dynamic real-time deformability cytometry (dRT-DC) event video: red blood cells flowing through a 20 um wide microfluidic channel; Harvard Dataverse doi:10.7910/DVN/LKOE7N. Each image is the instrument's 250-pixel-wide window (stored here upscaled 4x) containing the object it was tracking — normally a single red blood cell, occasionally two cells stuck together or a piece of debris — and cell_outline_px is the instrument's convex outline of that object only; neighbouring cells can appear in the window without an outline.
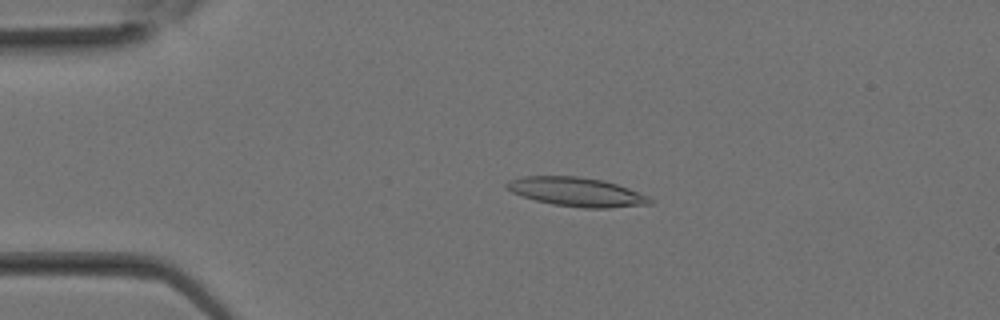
{"species": "Egyptian fruit bat (a non-hibernating species)", "species_latin": "Rousettus aegyptiacus", "temperature_condition": "room temperature", "stored_images_in_passage": 21, "camera_frame_rate_fps": 3000, "um_per_image_px": 0.085, "animal": {"sex": "female"}, "frame": {"image": 1, "passage_image": 7, "time_ms": 2.0, "image_size_px": [1000, 320], "cell_outline_px": [[652, 204], [608, 208], [584, 208], [552, 204], [536, 200], [512, 192], [504, 184], [508, 180], [524, 176], [576, 176], [604, 180], [628, 188], [648, 196], [652, 200]], "centroid_in_image_um": [49.02, 16.31], "position_along_channel_um": 36.0, "area_um2": 24.04}}
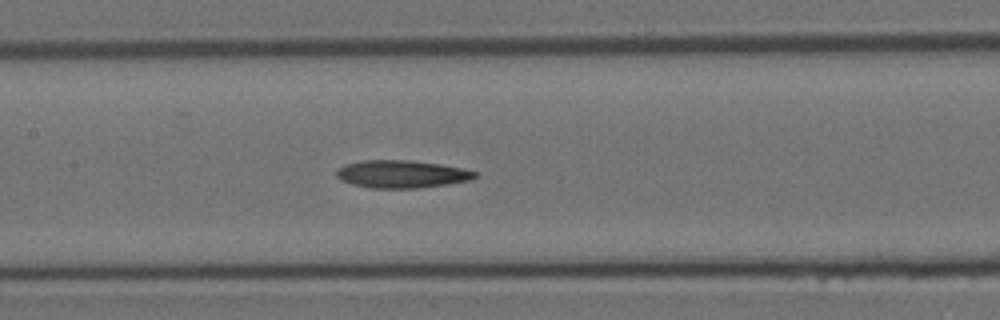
{"frame": {"image": 2, "passage_image": 15, "time_ms": 4.667, "image_size_px": [1000, 320], "cell_outline_px": [[476, 176], [472, 180], [448, 184], [416, 188], [372, 188], [352, 184], [340, 180], [336, 176], [336, 168], [344, 164], [360, 160], [412, 160], [440, 164], [460, 168], [476, 172]], "centroid_in_image_um": [34.09, 14.79], "position_along_channel_um": 173.3, "area_um2": 22.43}}
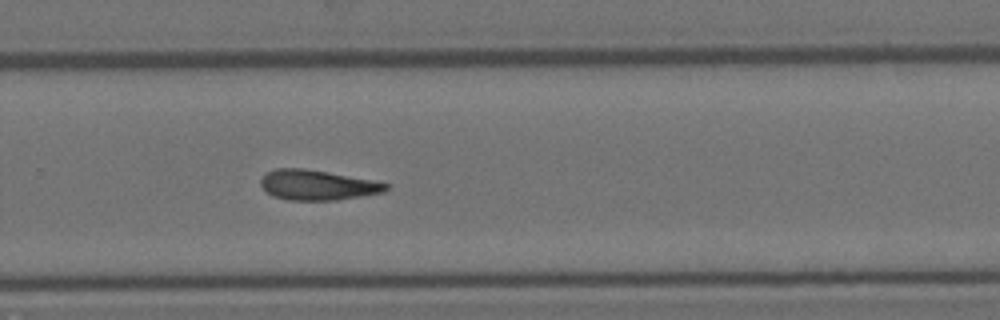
{"frame": {"image": 3, "passage_image": 21, "time_ms": 6.667, "image_size_px": [1000, 320], "cell_outline_px": [[388, 188], [384, 192], [336, 200], [288, 200], [276, 196], [268, 192], [260, 184], [260, 180], [264, 172], [276, 168], [304, 168], [372, 180], [388, 184]], "centroid_in_image_um": [26.94, 15.72], "position_along_channel_um": 302.9, "area_um2": 21.73}}